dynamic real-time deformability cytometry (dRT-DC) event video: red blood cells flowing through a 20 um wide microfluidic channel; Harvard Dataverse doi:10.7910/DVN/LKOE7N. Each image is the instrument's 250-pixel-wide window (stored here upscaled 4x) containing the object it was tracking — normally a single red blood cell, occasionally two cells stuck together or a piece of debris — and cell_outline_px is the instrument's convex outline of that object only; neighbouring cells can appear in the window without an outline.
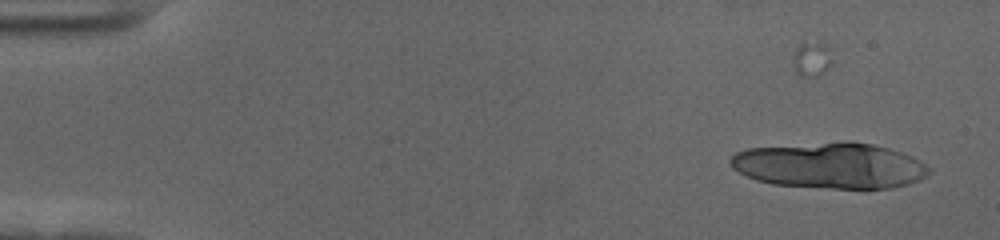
{"species": "human", "species_latin": "Homo sapiens", "temperature_condition": "cold", "stored_images_in_passage": 20, "camera_frame_rate_fps": 3000, "um_per_image_px": 0.085, "donor": {"sex": "female"}, "frame": {"image": 1, "passage_image": 6, "time_ms": 1.667, "image_size_px": [1000, 240], "cell_outline_px": [[932, 172], [908, 184], [892, 188], [832, 188], [772, 184], [756, 180], [732, 168], [728, 160], [736, 152], [748, 148], [844, 140], [852, 140], [872, 144], [888, 148], [912, 156], [932, 168]], "centroid_in_image_um": [70.55, 14.05], "position_along_channel_um": 14.4, "area_um2": 53.29}}